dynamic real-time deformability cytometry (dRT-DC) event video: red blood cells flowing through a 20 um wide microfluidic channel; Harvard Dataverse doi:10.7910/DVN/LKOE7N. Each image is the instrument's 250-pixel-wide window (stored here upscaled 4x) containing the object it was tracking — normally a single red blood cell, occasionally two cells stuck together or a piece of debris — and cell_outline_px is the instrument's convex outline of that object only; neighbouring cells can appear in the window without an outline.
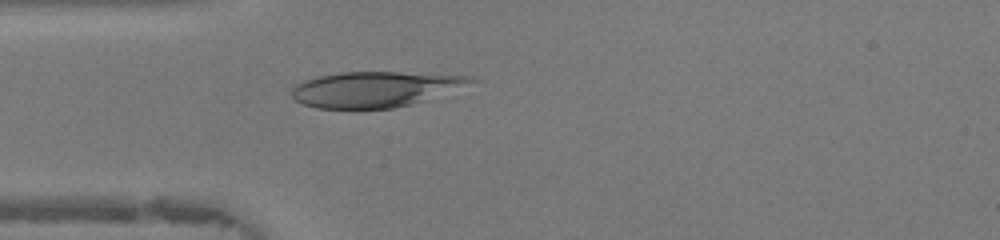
{"species": "human", "species_latin": "Homo sapiens", "temperature_condition": "warm", "stored_images_in_passage": 45, "camera_frame_rate_fps": 3000, "um_per_image_px": 0.085, "donor": {"sex": "female"}, "frame": {"image": 1, "passage_image": 12, "time_ms": 3.667, "image_size_px": [1000, 240], "cell_outline_px": [[480, 80], [424, 100], [392, 108], [316, 108], [304, 104], [296, 100], [292, 96], [292, 88], [296, 84], [304, 80], [316, 76], [340, 72], [396, 72], [472, 76]], "centroid_in_image_um": [31.83, 7.57], "position_along_channel_um": 53.2, "area_um2": 36.59}}
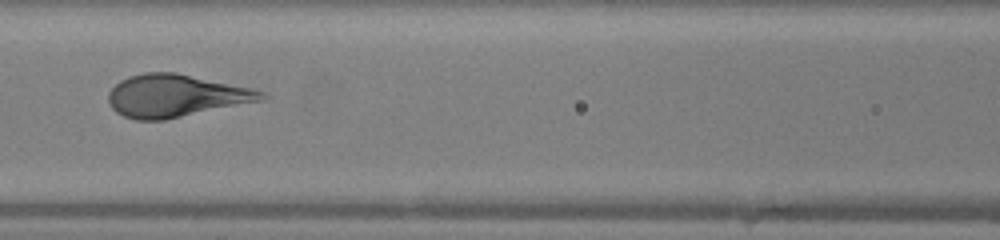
{"frame": {"image": 2, "passage_image": 19, "time_ms": 6.0, "image_size_px": [1000, 240], "cell_outline_px": [[268, 96], [264, 100], [164, 120], [136, 120], [124, 116], [116, 112], [112, 108], [108, 100], [108, 92], [120, 80], [128, 76], [144, 72], [176, 72], [252, 88], [264, 92]], "centroid_in_image_um": [14.93, 8.13], "position_along_channel_um": 151.7, "area_um2": 37.97}}
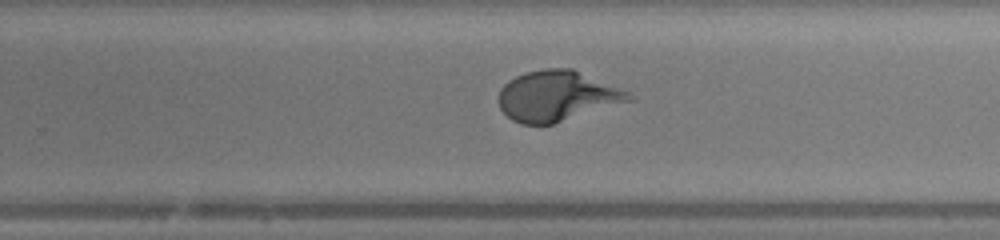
{"frame": {"image": 3, "passage_image": 28, "time_ms": 9.0, "image_size_px": [1000, 240], "cell_outline_px": [[636, 96], [632, 100], [552, 124], [520, 124], [512, 120], [500, 108], [496, 100], [500, 88], [508, 80], [516, 76], [528, 72], [544, 68], [572, 68], [628, 92]], "centroid_in_image_um": [47.3, 8.16], "position_along_channel_um": 282.5, "area_um2": 38.03}}